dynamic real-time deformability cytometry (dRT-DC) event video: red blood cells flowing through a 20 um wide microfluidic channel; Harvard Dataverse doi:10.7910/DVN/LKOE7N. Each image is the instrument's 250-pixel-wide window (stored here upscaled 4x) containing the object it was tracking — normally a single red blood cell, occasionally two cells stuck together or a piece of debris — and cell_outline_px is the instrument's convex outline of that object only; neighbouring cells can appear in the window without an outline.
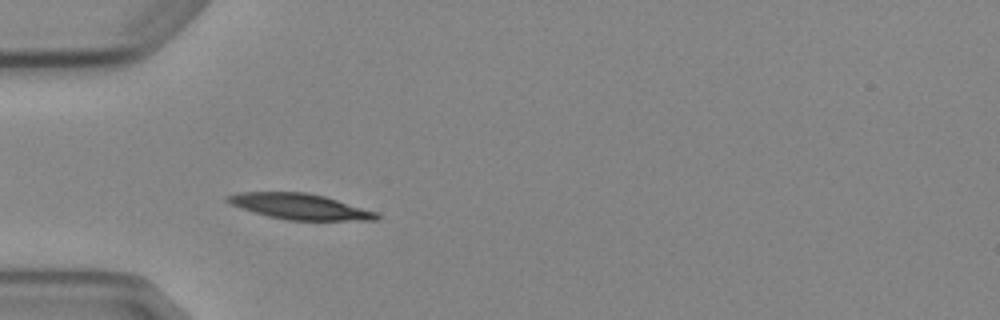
{"species": "Egyptian fruit bat (a non-hibernating species)", "species_latin": "Rousettus aegyptiacus", "temperature_condition": "cold", "stored_images_in_passage": 3, "camera_frame_rate_fps": 3000, "um_per_image_px": 0.085, "animal": {"sex": "female"}, "frame": {"image": 1, "passage_image": 3, "time_ms": 2.333, "image_size_px": [1000, 320], "cell_outline_px": [[380, 220], [284, 220], [268, 216], [232, 204], [224, 200], [224, 196], [240, 192], [304, 192], [324, 196], [376, 212], [380, 216]], "centroid_in_image_um": [25.48, 17.55], "position_along_channel_um": 59.5, "area_um2": 22.02}}